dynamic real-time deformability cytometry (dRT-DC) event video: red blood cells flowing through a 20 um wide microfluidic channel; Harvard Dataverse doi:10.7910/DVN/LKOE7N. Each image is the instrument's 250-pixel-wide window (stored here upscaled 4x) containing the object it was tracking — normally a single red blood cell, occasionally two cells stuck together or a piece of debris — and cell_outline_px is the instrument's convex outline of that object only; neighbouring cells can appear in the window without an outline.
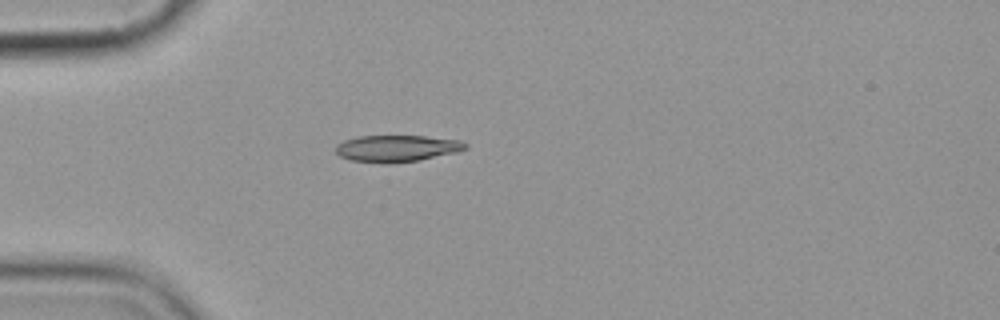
{"species": "common noctule bat (a hibernating species)", "species_latin": "Nyctalus noctula", "temperature_condition": "cold", "stored_images_in_passage": 3, "camera_frame_rate_fps": 3000, "um_per_image_px": 0.085, "animal": {"sex": "female", "body_mass_g": 19.9}, "frame": {"image": 1, "passage_image": 3, "time_ms": 3.333, "image_size_px": [1000, 320], "cell_outline_px": [[468, 148], [456, 152], [416, 160], [392, 164], [384, 164], [352, 160], [340, 156], [336, 152], [336, 144], [344, 140], [360, 136], [424, 136], [460, 140], [468, 144]], "centroid_in_image_um": [33.72, 12.61], "position_along_channel_um": 51.3, "area_um2": 20.11}}